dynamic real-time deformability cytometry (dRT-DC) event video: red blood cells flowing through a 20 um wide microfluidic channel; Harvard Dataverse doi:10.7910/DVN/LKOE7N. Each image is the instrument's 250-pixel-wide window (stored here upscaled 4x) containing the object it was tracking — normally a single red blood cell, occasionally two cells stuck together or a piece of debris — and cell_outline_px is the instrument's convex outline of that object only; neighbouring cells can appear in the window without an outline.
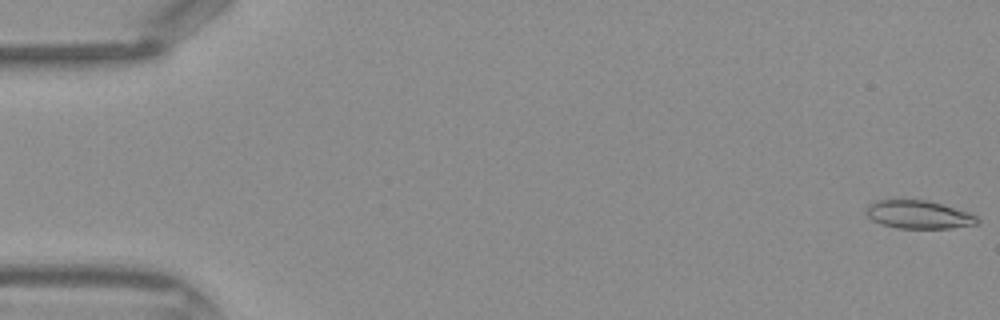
{"species": "Egyptian fruit bat (a non-hibernating species)", "species_latin": "Rousettus aegyptiacus", "temperature_condition": "warm", "stored_images_in_passage": 44, "camera_frame_rate_fps": 3000, "um_per_image_px": 0.085, "frame": {"image": 1, "passage_image": 1, "time_ms": 0.0, "image_size_px": [1000, 320], "cell_outline_px": [[980, 220], [976, 224], [952, 228], [896, 228], [880, 224], [872, 220], [864, 212], [864, 208], [872, 200], [928, 200], [968, 212], [976, 216]], "centroid_in_image_um": [78.01, 18.24], "position_along_channel_um": 7.0, "area_um2": 18.38}}
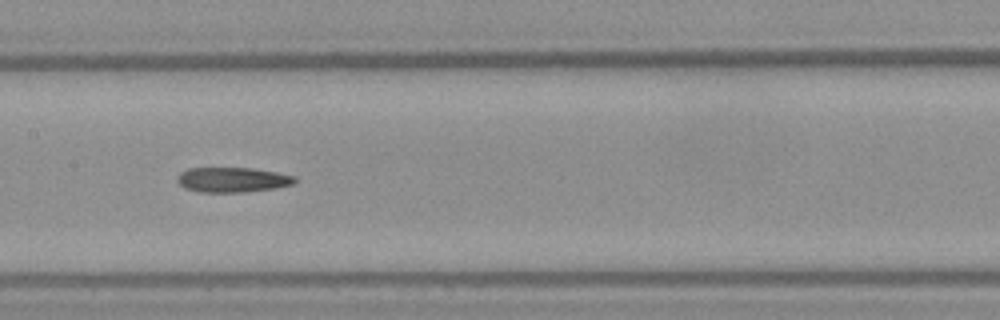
{"frame": {"image": 2, "passage_image": 22, "time_ms": 7.0, "image_size_px": [1000, 320], "cell_outline_px": [[296, 180], [292, 184], [276, 188], [244, 192], [196, 192], [184, 188], [176, 180], [176, 176], [180, 172], [188, 168], [248, 168], [276, 172], [296, 176]], "centroid_in_image_um": [19.71, 15.28], "position_along_channel_um": 187.7, "area_um2": 17.17}}
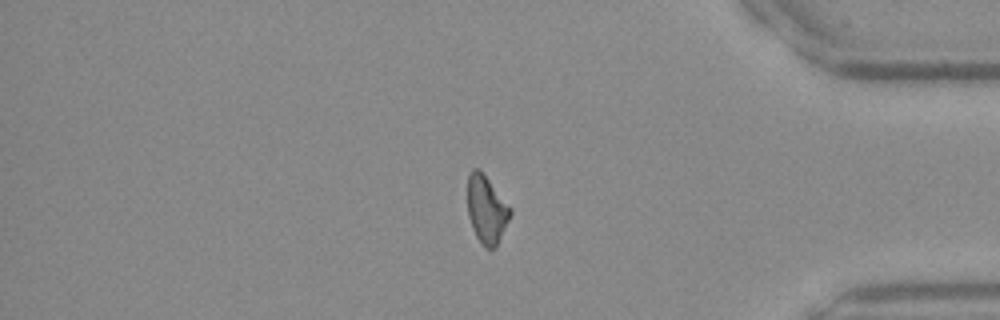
{"frame": {"image": 3, "passage_image": 37, "time_ms": 12.0, "image_size_px": [1000, 320], "cell_outline_px": [[512, 212], [496, 248], [484, 248], [476, 236], [472, 228], [468, 216], [468, 176], [472, 168], [480, 168], [512, 208]], "centroid_in_image_um": [41.36, 17.79], "position_along_channel_um": 393.8, "area_um2": 17.05}}